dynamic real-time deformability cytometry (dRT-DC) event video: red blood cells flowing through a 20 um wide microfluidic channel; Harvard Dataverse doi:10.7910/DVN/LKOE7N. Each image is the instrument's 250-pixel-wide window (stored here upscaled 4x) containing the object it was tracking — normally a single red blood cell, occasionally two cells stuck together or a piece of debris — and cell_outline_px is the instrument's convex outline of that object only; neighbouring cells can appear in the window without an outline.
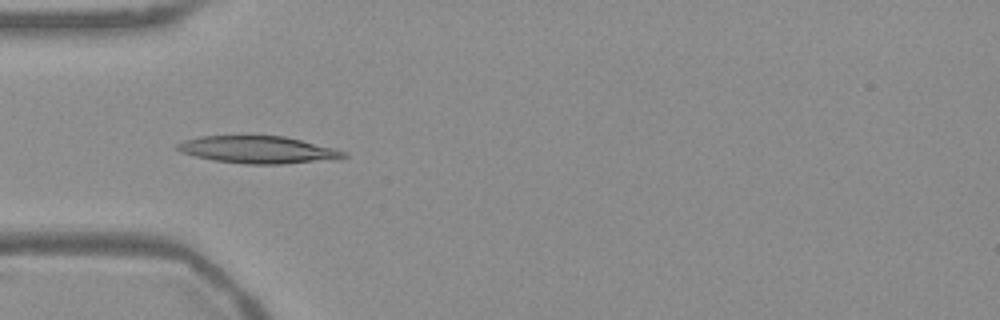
{"species": "Egyptian fruit bat (a non-hibernating species)", "species_latin": "Rousettus aegyptiacus", "temperature_condition": "warm", "stored_images_in_passage": 54, "camera_frame_rate_fps": 3000, "um_per_image_px": 0.085, "frame": {"image": 1, "passage_image": 17, "time_ms": 5.333, "image_size_px": [1000, 320], "cell_outline_px": [[348, 156], [340, 160], [284, 164], [244, 164], [212, 160], [180, 152], [176, 148], [176, 144], [184, 140], [200, 136], [284, 136], [336, 148], [348, 152]], "centroid_in_image_um": [22.03, 12.74], "position_along_channel_um": 63.0, "area_um2": 26.88}}
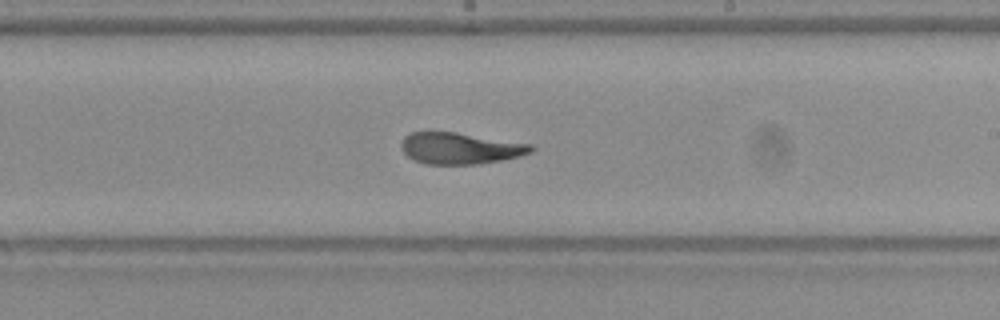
{"frame": {"image": 2, "passage_image": 32, "time_ms": 10.333, "image_size_px": [1000, 320], "cell_outline_px": [[536, 148], [532, 152], [520, 156], [504, 160], [476, 164], [424, 164], [408, 156], [400, 148], [400, 140], [404, 136], [412, 132], [456, 132], [532, 144]], "centroid_in_image_um": [39.12, 12.6], "position_along_channel_um": 249.9, "area_um2": 23.93}}
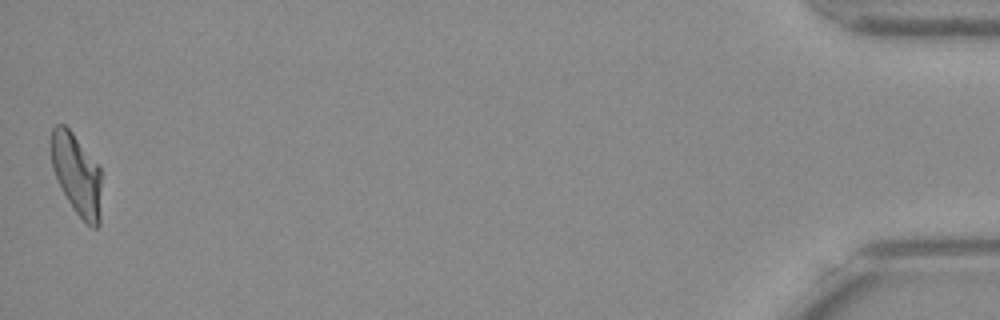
{"frame": {"image": 3, "passage_image": 54, "time_ms": 17.667, "image_size_px": [1000, 320], "cell_outline_px": [[100, 224], [96, 228], [92, 228], [72, 208], [52, 168], [48, 140], [52, 128], [56, 124], [64, 124], [72, 132], [100, 168]], "centroid_in_image_um": [6.47, 14.77], "position_along_channel_um": 428.7, "area_um2": 23.81}, "authors_computed_cell_mechanics": {"area_um2": 24.6806, "velocity_mm_per_s": 3.7454, "shape_relaxation_time_tau1_ms": null, "shape_relaxation_time_tau2_ms": 2.5769, "deformation_change_tau1": null, "deformation_change_tau2": 0.0885}}